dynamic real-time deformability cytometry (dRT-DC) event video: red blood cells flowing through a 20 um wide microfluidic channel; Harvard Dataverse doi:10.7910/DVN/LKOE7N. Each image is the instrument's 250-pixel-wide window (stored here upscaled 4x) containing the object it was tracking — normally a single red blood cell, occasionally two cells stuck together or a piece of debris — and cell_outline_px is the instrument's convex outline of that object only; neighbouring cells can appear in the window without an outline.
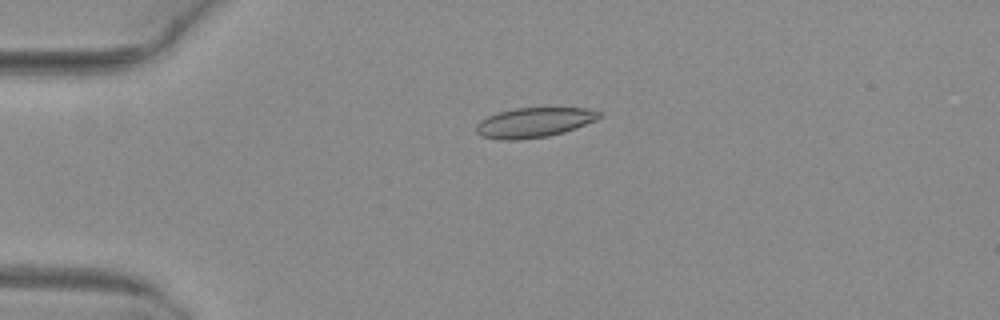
{"species": "common noctule bat (a hibernating species)", "species_latin": "Nyctalus noctula", "temperature_condition": "warm", "stored_images_in_passage": 4, "camera_frame_rate_fps": 3000, "um_per_image_px": 0.085, "animal": {"sex": "female", "body_mass_g": 29.2, "forearm_length_mm": 56.3}, "frame": {"image": 1, "passage_image": 3, "time_ms": 0.667, "image_size_px": [1000, 320], "cell_outline_px": [[604, 116], [596, 120], [576, 128], [564, 132], [548, 136], [520, 140], [500, 140], [480, 136], [476, 132], [476, 124], [480, 120], [488, 116], [500, 112], [516, 108], [588, 108], [604, 112]], "centroid_in_image_um": [45.43, 10.41], "position_along_channel_um": 39.6, "area_um2": 21.62}}